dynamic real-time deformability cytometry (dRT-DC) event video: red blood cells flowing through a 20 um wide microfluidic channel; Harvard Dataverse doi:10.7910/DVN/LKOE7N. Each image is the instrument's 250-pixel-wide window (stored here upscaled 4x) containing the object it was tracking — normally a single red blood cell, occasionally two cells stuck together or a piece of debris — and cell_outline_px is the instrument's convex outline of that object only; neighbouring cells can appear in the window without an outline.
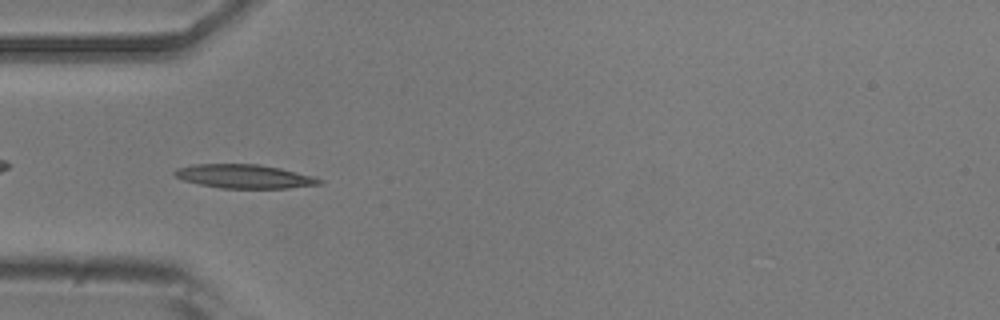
{"species": "common noctule bat (a hibernating species)", "species_latin": "Nyctalus noctula", "temperature_condition": "room temperature", "stored_images_in_passage": 6, "camera_frame_rate_fps": 3000, "um_per_image_px": 0.085, "animal": {"sex": "male", "body_mass_g": 20.5, "forearm_length_mm": 52.5}, "frame": {"image": 1, "passage_image": 4, "time_ms": 4.333, "image_size_px": [1000, 320], "cell_outline_px": [[324, 180], [320, 184], [288, 188], [220, 188], [200, 184], [184, 180], [176, 176], [172, 172], [176, 168], [196, 164], [260, 164], [280, 168], [312, 176]], "centroid_in_image_um": [20.76, 14.99], "position_along_channel_um": 64.2, "area_um2": 19.94}}
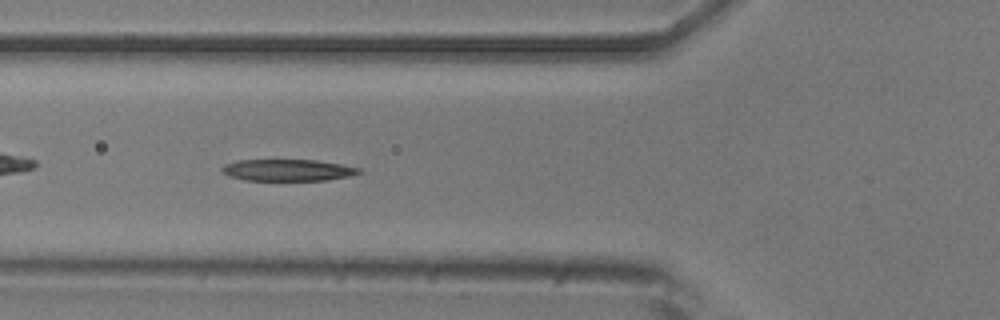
{"frame": {"image": 2, "passage_image": 5, "time_ms": 5.333, "image_size_px": [1000, 320], "cell_outline_px": [[364, 172], [352, 176], [328, 180], [244, 180], [228, 176], [220, 172], [220, 168], [224, 164], [240, 160], [316, 160], [340, 164], [360, 168]], "centroid_in_image_um": [24.46, 14.46], "position_along_channel_um": 101.3, "area_um2": 17.46}}
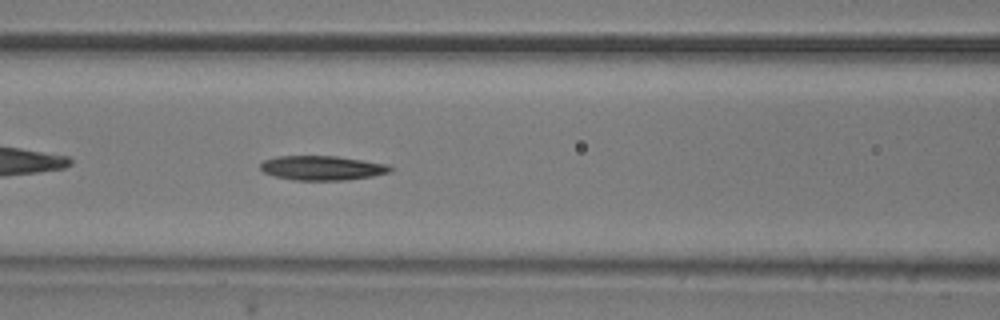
{"frame": {"image": 3, "passage_image": 6, "time_ms": 6.333, "image_size_px": [1000, 320], "cell_outline_px": [[392, 172], [372, 176], [344, 180], [296, 180], [276, 176], [264, 172], [260, 168], [260, 164], [264, 160], [276, 156], [336, 156], [388, 164], [392, 168]], "centroid_in_image_um": [27.39, 14.27], "position_along_channel_um": 139.2, "area_um2": 18.38}}